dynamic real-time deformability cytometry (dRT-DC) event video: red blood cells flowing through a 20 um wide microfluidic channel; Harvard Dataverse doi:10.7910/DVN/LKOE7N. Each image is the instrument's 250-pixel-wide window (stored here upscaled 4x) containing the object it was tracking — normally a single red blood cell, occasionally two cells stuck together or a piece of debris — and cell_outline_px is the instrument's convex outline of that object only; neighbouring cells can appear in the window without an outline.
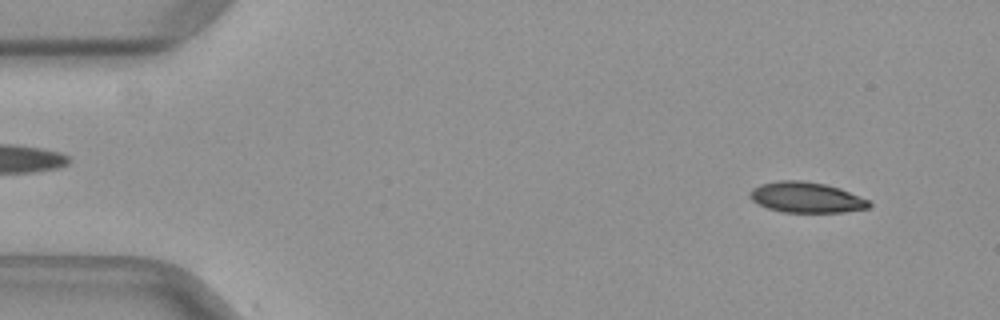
{"species": "common noctule bat (a hibernating species)", "species_latin": "Nyctalus noctula", "temperature_condition": "warm", "stored_images_in_passage": 18, "camera_frame_rate_fps": 3000, "um_per_image_px": 0.085, "animal": {"sex": "female", "body_mass_g": 29.2, "forearm_length_mm": 56.3}, "frame": {"image": 1, "passage_image": 4, "time_ms": 1.0, "image_size_px": [1000, 320], "cell_outline_px": [[872, 204], [868, 208], [844, 212], [784, 212], [768, 208], [756, 204], [748, 196], [752, 188], [760, 184], [780, 180], [800, 180], [824, 184], [840, 188], [868, 200]], "centroid_in_image_um": [68.5, 16.78], "position_along_channel_um": 16.5, "area_um2": 21.21}}
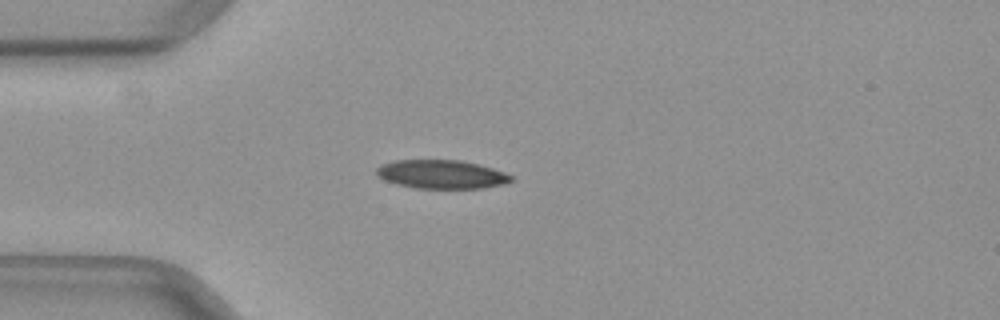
{"frame": {"image": 2, "passage_image": 13, "time_ms": 4.0, "image_size_px": [1000, 320], "cell_outline_px": [[512, 180], [508, 184], [484, 188], [416, 188], [396, 184], [384, 180], [376, 176], [376, 168], [380, 164], [396, 160], [460, 160], [480, 164], [504, 172], [512, 176]], "centroid_in_image_um": [37.52, 14.82], "position_along_channel_um": 47.5, "area_um2": 22.72}}